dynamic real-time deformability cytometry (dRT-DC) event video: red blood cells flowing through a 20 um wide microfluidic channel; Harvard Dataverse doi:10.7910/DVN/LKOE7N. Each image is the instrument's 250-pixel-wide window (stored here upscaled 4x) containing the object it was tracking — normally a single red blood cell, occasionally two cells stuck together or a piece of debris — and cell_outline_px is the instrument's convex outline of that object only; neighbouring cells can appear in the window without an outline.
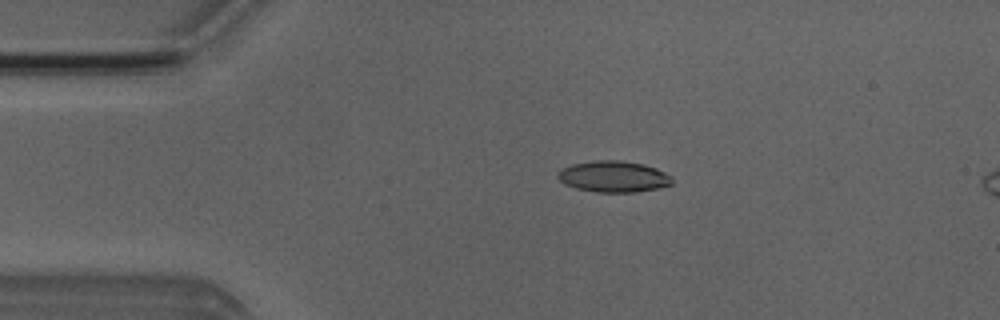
{"species": "Egyptian fruit bat (a non-hibernating species)", "species_latin": "Rousettus aegyptiacus", "temperature_condition": "room temperature", "stored_images_in_passage": 4, "camera_frame_rate_fps": 3000, "um_per_image_px": 0.085, "animal": {"sex": "male"}, "frame": {"image": 1, "passage_image": 3, "time_ms": 3.0, "image_size_px": [1000, 320], "cell_outline_px": [[672, 184], [660, 188], [636, 192], [596, 192], [576, 188], [564, 184], [556, 176], [556, 172], [560, 168], [572, 164], [596, 160], [620, 160], [644, 164], [656, 168], [672, 176]], "centroid_in_image_um": [52.13, 15.0], "position_along_channel_um": 32.9, "area_um2": 21.04}}